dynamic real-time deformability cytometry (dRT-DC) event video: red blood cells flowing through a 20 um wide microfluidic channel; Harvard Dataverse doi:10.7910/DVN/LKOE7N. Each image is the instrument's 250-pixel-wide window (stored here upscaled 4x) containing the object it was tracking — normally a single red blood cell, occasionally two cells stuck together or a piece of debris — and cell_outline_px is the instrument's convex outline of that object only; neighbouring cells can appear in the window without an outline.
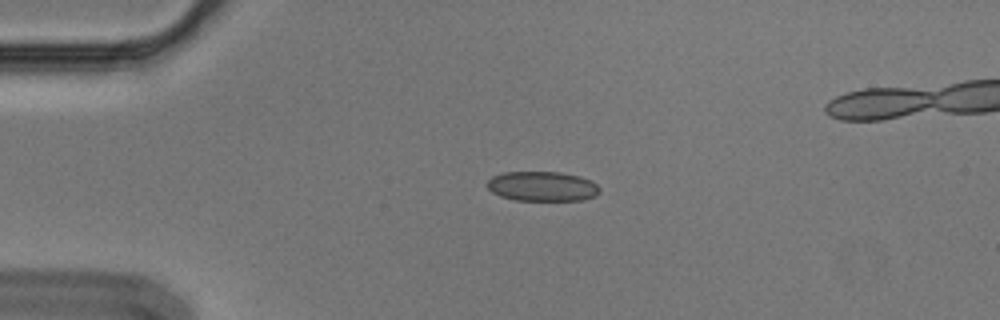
{"species": "Egyptian fruit bat (a non-hibernating species)", "species_latin": "Rousettus aegyptiacus", "temperature_condition": "cold", "stored_images_in_passage": 5, "camera_frame_rate_fps": 3000, "um_per_image_px": 0.085, "animal": {"sex": "male"}, "frame": {"image": 1, "passage_image": 3, "time_ms": 0.667, "image_size_px": [1000, 320], "cell_outline_px": [[600, 192], [596, 196], [584, 200], [516, 200], [500, 196], [492, 192], [484, 184], [492, 176], [504, 172], [560, 172], [580, 176], [592, 180], [600, 188]], "centroid_in_image_um": [46.1, 15.83], "position_along_channel_um": 38.9, "area_um2": 19.71}}